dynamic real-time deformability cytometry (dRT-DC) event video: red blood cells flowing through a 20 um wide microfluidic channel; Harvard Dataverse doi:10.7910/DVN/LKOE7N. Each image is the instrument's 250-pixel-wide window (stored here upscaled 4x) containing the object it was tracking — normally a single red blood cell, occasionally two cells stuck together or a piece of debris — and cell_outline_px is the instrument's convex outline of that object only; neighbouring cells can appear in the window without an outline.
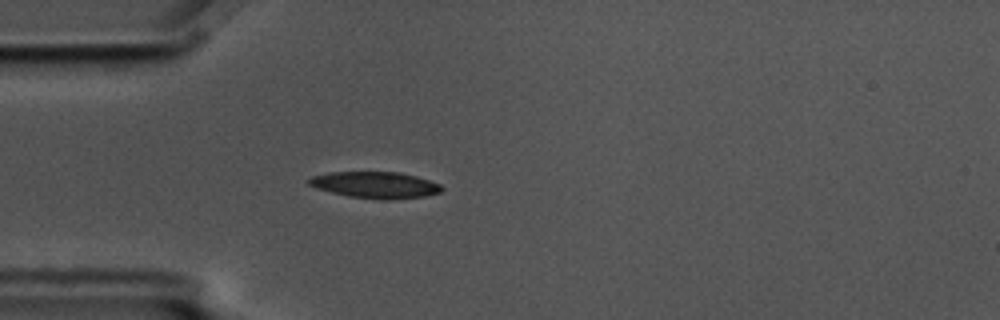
{"species": "common noctule bat (a hibernating species)", "species_latin": "Nyctalus noctula", "temperature_condition": "cold", "stored_images_in_passage": 5, "camera_frame_rate_fps": 3000, "um_per_image_px": 0.085, "animal": {"sex": "male", "body_mass_g": 17.5, "forearm_length_mm": 52.3}, "frame": {"image": 1, "passage_image": 5, "time_ms": 1.333, "image_size_px": [1000, 320], "cell_outline_px": [[444, 188], [440, 192], [424, 196], [384, 200], [348, 196], [332, 192], [308, 184], [308, 180], [312, 176], [328, 172], [400, 172], [416, 176], [440, 184]], "centroid_in_image_um": [31.92, 15.71], "position_along_channel_um": 53.1, "area_um2": 20.23}}